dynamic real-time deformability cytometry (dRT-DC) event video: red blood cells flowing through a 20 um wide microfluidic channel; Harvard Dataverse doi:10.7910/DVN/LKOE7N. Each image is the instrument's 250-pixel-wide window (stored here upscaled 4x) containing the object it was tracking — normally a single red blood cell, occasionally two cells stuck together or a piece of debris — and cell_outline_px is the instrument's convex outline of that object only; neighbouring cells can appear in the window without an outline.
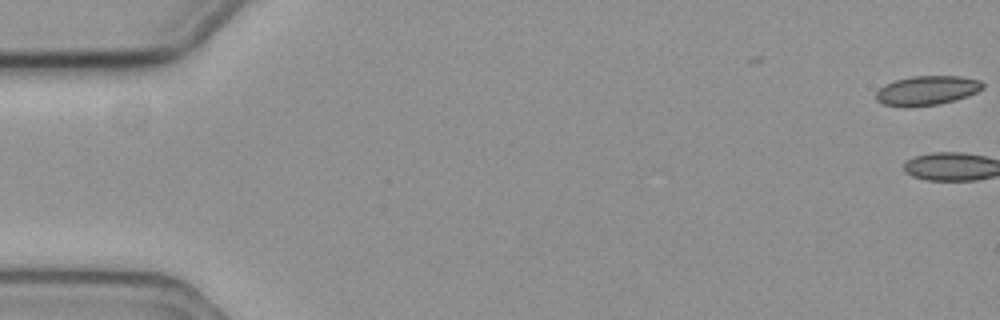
{"species": "common noctule bat (a hibernating species)", "species_latin": "Nyctalus noctula", "temperature_condition": "cold", "stored_images_in_passage": 6, "camera_frame_rate_fps": 3000, "um_per_image_px": 0.085, "animal": {"sex": "female", "body_mass_g": 19.3, "forearm_length_mm": 54.1}, "frame": {"image": 1, "passage_image": 1, "time_ms": 0.0, "image_size_px": [1000, 320], "cell_outline_px": [[984, 88], [968, 96], [940, 104], [884, 104], [876, 100], [876, 92], [884, 84], [896, 80], [912, 76], [960, 76], [980, 80], [984, 84]], "centroid_in_image_um": [78.85, 7.64], "position_along_channel_um": 6.1, "area_um2": 17.63}}